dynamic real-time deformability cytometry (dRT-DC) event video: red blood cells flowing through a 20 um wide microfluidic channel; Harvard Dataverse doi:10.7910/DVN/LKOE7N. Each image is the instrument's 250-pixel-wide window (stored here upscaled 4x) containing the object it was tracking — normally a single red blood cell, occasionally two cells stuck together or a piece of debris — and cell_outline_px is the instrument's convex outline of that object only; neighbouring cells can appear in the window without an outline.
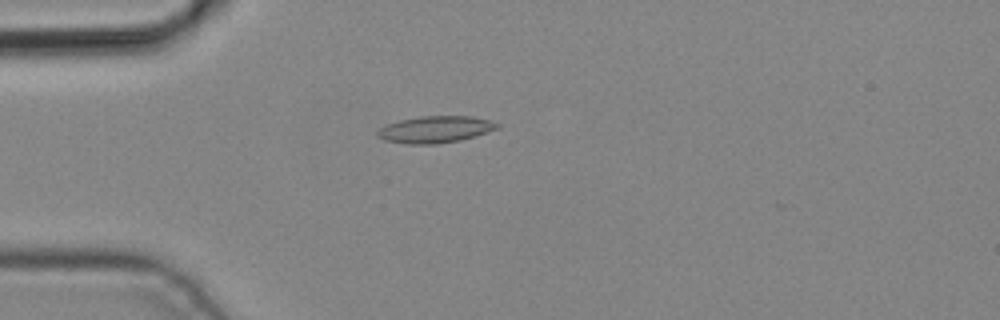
{"species": "common noctule bat (a hibernating species)", "species_latin": "Nyctalus noctula", "temperature_condition": "cold", "stored_images_in_passage": 5, "camera_frame_rate_fps": 3000, "um_per_image_px": 0.085, "animal": {"sex": "male", "body_mass_g": 19.2, "forearm_length_mm": 51.8}, "frame": {"image": 1, "passage_image": 5, "time_ms": 1.333, "image_size_px": [1000, 320], "cell_outline_px": [[500, 128], [476, 136], [460, 140], [436, 144], [408, 144], [384, 140], [376, 136], [376, 132], [380, 128], [388, 124], [400, 120], [420, 116], [472, 116], [488, 120], [500, 124]], "centroid_in_image_um": [37.01, 11.0], "position_along_channel_um": 48.0, "area_um2": 18.73}}